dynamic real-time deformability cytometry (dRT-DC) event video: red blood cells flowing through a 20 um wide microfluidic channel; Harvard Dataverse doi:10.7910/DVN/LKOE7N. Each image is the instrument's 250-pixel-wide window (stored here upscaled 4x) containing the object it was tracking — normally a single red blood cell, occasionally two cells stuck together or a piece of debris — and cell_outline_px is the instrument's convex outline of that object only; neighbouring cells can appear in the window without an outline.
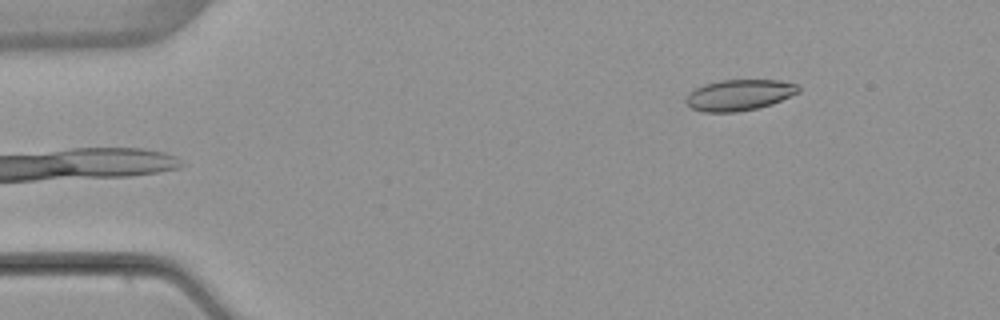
{"species": "common noctule bat (a hibernating species)", "species_latin": "Nyctalus noctula", "temperature_condition": "warm", "stored_images_in_passage": 5, "camera_frame_rate_fps": 3000, "um_per_image_px": 0.085, "animal": {"sex": "female", "body_mass_g": 22.7, "forearm_length_mm": 54.2}, "frame": {"image": 1, "passage_image": 5, "time_ms": 5.333, "image_size_px": [1000, 320], "cell_outline_px": [[800, 92], [772, 104], [756, 108], [736, 112], [704, 112], [692, 108], [684, 100], [688, 92], [704, 84], [720, 80], [780, 80], [796, 84], [800, 88]], "centroid_in_image_um": [62.82, 8.07], "position_along_channel_um": 22.2, "area_um2": 20.35}}